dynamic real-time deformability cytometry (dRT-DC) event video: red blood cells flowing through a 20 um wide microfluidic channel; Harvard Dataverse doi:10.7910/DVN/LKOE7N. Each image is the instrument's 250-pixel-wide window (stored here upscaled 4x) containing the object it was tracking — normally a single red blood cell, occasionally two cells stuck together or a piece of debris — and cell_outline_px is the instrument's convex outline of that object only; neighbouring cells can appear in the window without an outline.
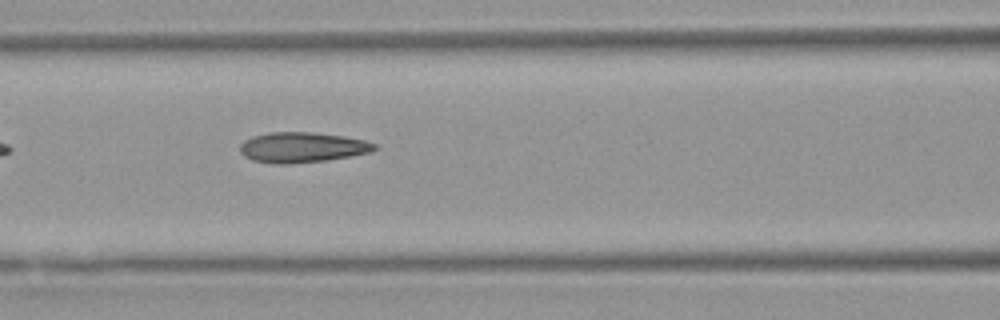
{"species": "Egyptian fruit bat (a non-hibernating species)", "species_latin": "Rousettus aegyptiacus", "temperature_condition": "warm", "stored_images_in_passage": 6, "camera_frame_rate_fps": 3000, "um_per_image_px": 0.085, "animal": {"sex": "female"}, "frame": {"image": 1, "passage_image": 6, "time_ms": 6.0, "image_size_px": [1000, 320], "cell_outline_px": [[376, 148], [372, 152], [352, 156], [328, 160], [292, 164], [276, 164], [252, 160], [244, 156], [240, 152], [240, 144], [244, 140], [252, 136], [268, 132], [312, 132], [344, 136], [364, 140], [376, 144]], "centroid_in_image_um": [25.67, 12.53], "position_along_channel_um": 140.9, "area_um2": 23.99}}